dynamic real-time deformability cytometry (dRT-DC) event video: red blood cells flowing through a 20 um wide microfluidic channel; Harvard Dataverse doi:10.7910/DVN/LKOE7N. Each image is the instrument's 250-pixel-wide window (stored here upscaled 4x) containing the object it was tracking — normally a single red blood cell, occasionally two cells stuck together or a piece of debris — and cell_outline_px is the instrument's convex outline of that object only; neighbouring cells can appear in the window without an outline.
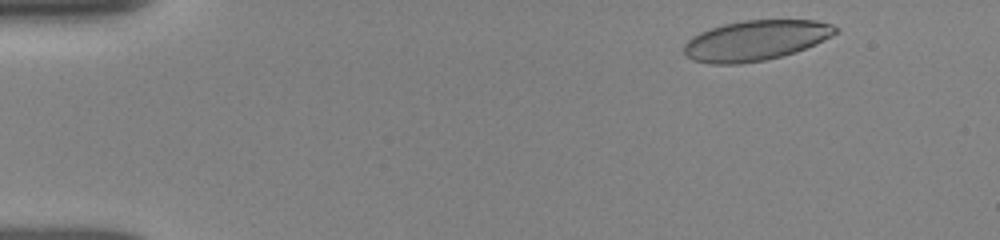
{"species": "human", "species_latin": "Homo sapiens", "temperature_condition": "room temperature", "stored_images_in_passage": 54, "camera_frame_rate_fps": 3000, "um_per_image_px": 0.085, "donor": {"sex": "female"}, "frame": {"image": 1, "passage_image": 3, "time_ms": 0.667, "image_size_px": [1000, 240], "cell_outline_px": [[840, 32], [832, 36], [796, 52], [764, 60], [740, 64], [708, 64], [692, 60], [684, 52], [684, 44], [692, 36], [700, 32], [724, 24], [744, 20], [816, 20], [832, 24], [840, 28]], "centroid_in_image_um": [64.25, 3.43], "position_along_channel_um": 20.8, "area_um2": 35.55}}
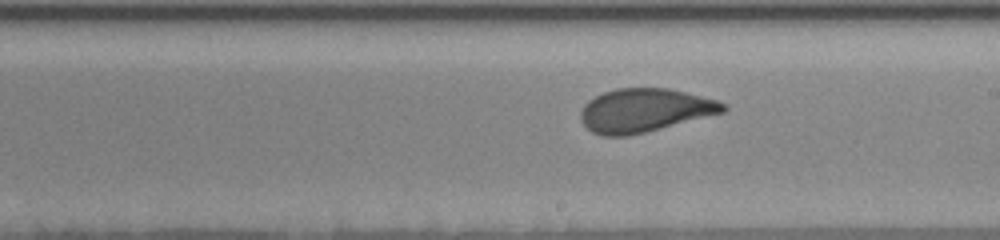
{"frame": {"image": 2, "passage_image": 26, "time_ms": 8.667, "image_size_px": [1000, 240], "cell_outline_px": [[728, 108], [724, 112], [628, 136], [604, 136], [592, 132], [580, 120], [580, 112], [584, 104], [588, 100], [604, 92], [616, 88], [668, 88], [716, 100], [728, 104]], "centroid_in_image_um": [54.77, 9.37], "position_along_channel_um": 234.2, "area_um2": 35.84}}
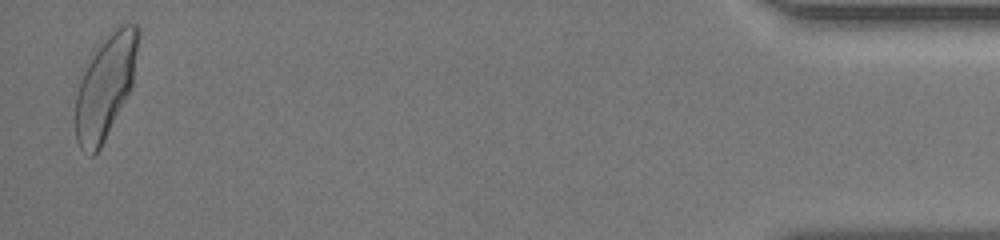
{"frame": {"image": 3, "passage_image": 53, "time_ms": 15.667, "image_size_px": [1000, 240], "cell_outline_px": [[140, 32], [132, 84], [100, 148], [92, 156], [80, 148], [76, 140], [76, 96], [80, 68], [92, 48], [116, 28], [124, 24], [136, 24], [140, 28]], "centroid_in_image_um": [8.91, 7.25], "position_along_channel_um": 426.3, "area_um2": 37.97}, "authors_computed_cell_mechanics": {"area_um2": 35.8649, "velocity_mm_per_s": 3.8758, "shape_relaxation_time_tau1_ms": 5.6619, "shape_relaxation_time_tau2_ms": null, "deformation_change_tau1": 0.182, "deformation_change_tau2": null}}